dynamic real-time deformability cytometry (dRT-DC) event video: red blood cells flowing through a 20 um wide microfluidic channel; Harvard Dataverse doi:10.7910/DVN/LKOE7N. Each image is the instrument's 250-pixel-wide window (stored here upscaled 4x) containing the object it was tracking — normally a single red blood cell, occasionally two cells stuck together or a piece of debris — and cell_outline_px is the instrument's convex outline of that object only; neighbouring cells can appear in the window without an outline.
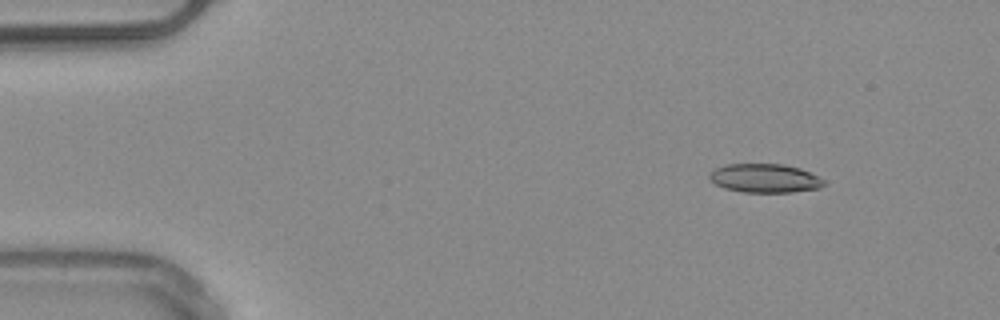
{"species": "common noctule bat (a hibernating species)", "species_latin": "Nyctalus noctula", "temperature_condition": "warm", "stored_images_in_passage": 7, "camera_frame_rate_fps": 3000, "um_per_image_px": 0.085, "animal": {"sex": "male", "body_mass_g": 20.4}, "frame": {"image": 1, "passage_image": 2, "time_ms": 1.333, "image_size_px": [1000, 320], "cell_outline_px": [[824, 184], [820, 188], [792, 192], [744, 192], [724, 188], [716, 184], [708, 176], [716, 168], [724, 164], [784, 164], [800, 168], [824, 180]], "centroid_in_image_um": [65.0, 15.15], "position_along_channel_um": 20.0, "area_um2": 19.02}}
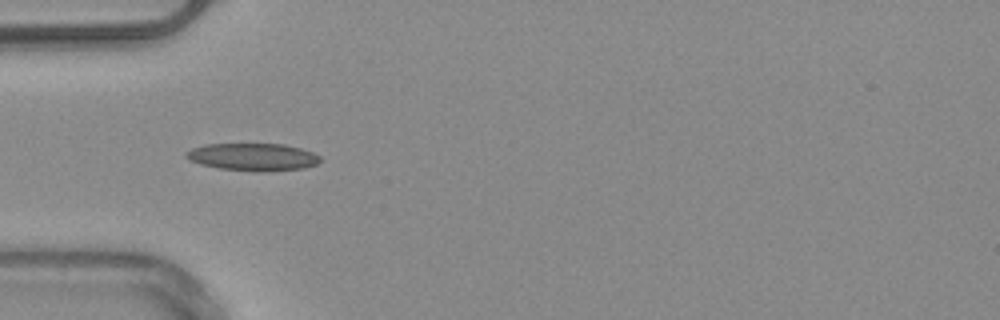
{"frame": {"image": 2, "passage_image": 4, "time_ms": 4.667, "image_size_px": [1000, 320], "cell_outline_px": [[320, 160], [316, 164], [304, 168], [268, 172], [252, 172], [220, 168], [200, 164], [188, 160], [184, 156], [184, 152], [192, 148], [204, 144], [284, 144], [300, 148], [312, 152], [320, 156]], "centroid_in_image_um": [21.46, 13.35], "position_along_channel_um": 63.5, "area_um2": 21.73}}